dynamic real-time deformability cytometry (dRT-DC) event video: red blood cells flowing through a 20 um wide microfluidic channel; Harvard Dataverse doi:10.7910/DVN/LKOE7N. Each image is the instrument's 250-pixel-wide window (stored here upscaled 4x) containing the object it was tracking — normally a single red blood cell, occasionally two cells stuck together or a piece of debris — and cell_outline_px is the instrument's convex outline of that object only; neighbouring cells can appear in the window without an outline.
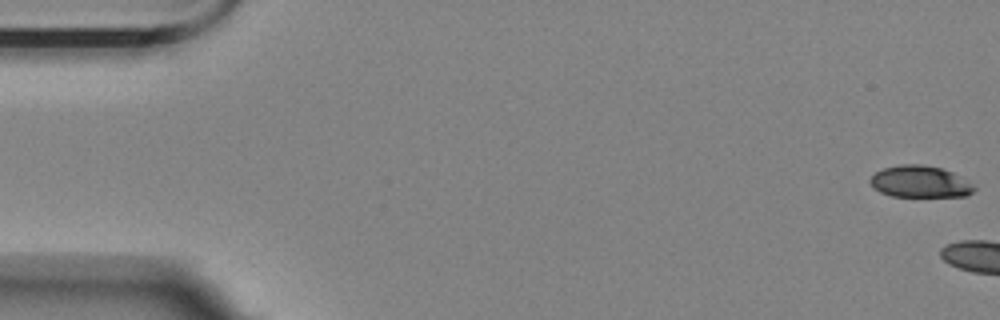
{"species": "Egyptian fruit bat (a non-hibernating species)", "species_latin": "Rousettus aegyptiacus", "temperature_condition": "room temperature", "stored_images_in_passage": 5, "camera_frame_rate_fps": 3000, "um_per_image_px": 0.085, "animal": {"sex": "female"}, "frame": {"image": 1, "passage_image": 1, "time_ms": 0.0, "image_size_px": [1000, 320], "cell_outline_px": [[976, 188], [968, 196], [892, 196], [880, 192], [872, 188], [868, 180], [876, 172], [884, 168], [900, 164], [920, 164], [940, 168], [952, 172], [972, 184]], "centroid_in_image_um": [78.16, 15.44], "position_along_channel_um": 6.8, "area_um2": 19.13}}